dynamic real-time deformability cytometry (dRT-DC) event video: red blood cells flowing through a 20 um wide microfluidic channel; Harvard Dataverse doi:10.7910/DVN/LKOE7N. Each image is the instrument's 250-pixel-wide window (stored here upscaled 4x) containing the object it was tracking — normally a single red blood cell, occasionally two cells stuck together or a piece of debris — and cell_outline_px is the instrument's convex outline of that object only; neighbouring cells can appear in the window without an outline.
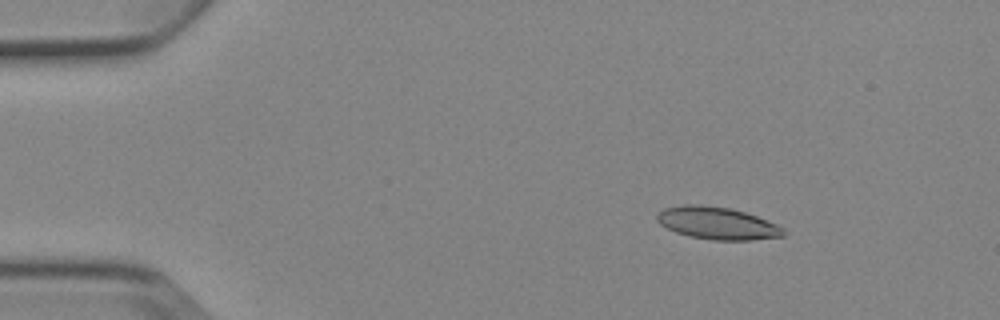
{"species": "Egyptian fruit bat (a non-hibernating species)", "species_latin": "Rousettus aegyptiacus", "temperature_condition": "cold", "stored_images_in_passage": 4, "camera_frame_rate_fps": 3000, "um_per_image_px": 0.085, "animal": {"sex": "female"}, "frame": {"image": 1, "passage_image": 1, "time_ms": 0.0, "image_size_px": [1000, 320], "cell_outline_px": [[788, 232], [784, 236], [752, 240], [712, 240], [688, 236], [676, 232], [660, 224], [656, 220], [656, 216], [664, 208], [684, 204], [700, 204], [728, 208], [744, 212], [756, 216], [776, 224], [784, 228]], "centroid_in_image_um": [60.98, 18.98], "position_along_channel_um": 24.0, "area_um2": 23.87}}
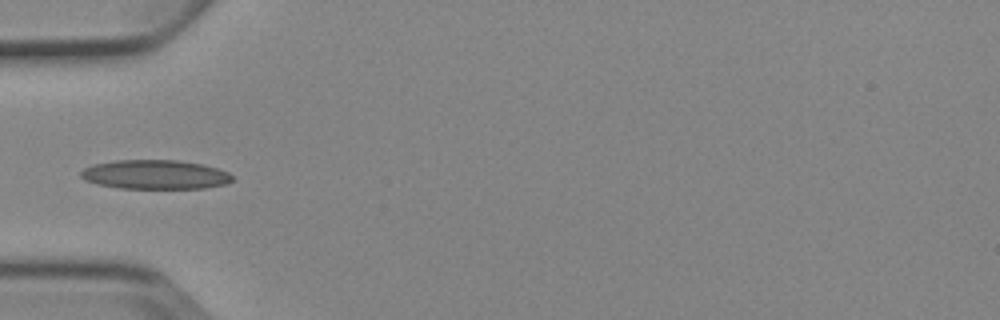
{"frame": {"image": 2, "passage_image": 4, "time_ms": 3.333, "image_size_px": [1000, 320], "cell_outline_px": [[232, 180], [228, 184], [204, 188], [120, 188], [96, 184], [84, 180], [80, 176], [80, 172], [84, 168], [92, 164], [112, 160], [176, 160], [200, 164], [216, 168], [228, 172], [232, 176]], "centroid_in_image_um": [13.14, 14.83], "position_along_channel_um": 71.9, "area_um2": 25.84}}